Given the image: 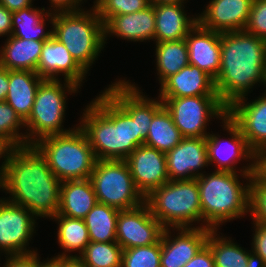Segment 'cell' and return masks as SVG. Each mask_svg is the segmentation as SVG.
<instances>
[{
    "label": "cell",
    "instance_id": "cell-1",
    "mask_svg": "<svg viewBox=\"0 0 266 267\" xmlns=\"http://www.w3.org/2000/svg\"><path fill=\"white\" fill-rule=\"evenodd\" d=\"M104 89L85 106L78 126L97 160H126L144 144L152 118L163 102L159 97L145 96L135 82L126 79Z\"/></svg>",
    "mask_w": 266,
    "mask_h": 267
},
{
    "label": "cell",
    "instance_id": "cell-2",
    "mask_svg": "<svg viewBox=\"0 0 266 267\" xmlns=\"http://www.w3.org/2000/svg\"><path fill=\"white\" fill-rule=\"evenodd\" d=\"M6 200L23 206L37 218H52L60 206L61 181L34 145L10 148L0 166Z\"/></svg>",
    "mask_w": 266,
    "mask_h": 267
},
{
    "label": "cell",
    "instance_id": "cell-3",
    "mask_svg": "<svg viewBox=\"0 0 266 267\" xmlns=\"http://www.w3.org/2000/svg\"><path fill=\"white\" fill-rule=\"evenodd\" d=\"M214 83L227 108L248 96L254 85L266 87V40L244 30L221 33L220 71Z\"/></svg>",
    "mask_w": 266,
    "mask_h": 267
},
{
    "label": "cell",
    "instance_id": "cell-4",
    "mask_svg": "<svg viewBox=\"0 0 266 267\" xmlns=\"http://www.w3.org/2000/svg\"><path fill=\"white\" fill-rule=\"evenodd\" d=\"M237 171L240 175L214 170L197 177L205 228L218 230L225 222L243 218L249 213V183L255 174V163H247ZM240 176L247 180L245 184L240 182Z\"/></svg>",
    "mask_w": 266,
    "mask_h": 267
},
{
    "label": "cell",
    "instance_id": "cell-5",
    "mask_svg": "<svg viewBox=\"0 0 266 267\" xmlns=\"http://www.w3.org/2000/svg\"><path fill=\"white\" fill-rule=\"evenodd\" d=\"M53 36L65 45L76 62L88 73L105 46L104 23L91 9L53 13Z\"/></svg>",
    "mask_w": 266,
    "mask_h": 267
},
{
    "label": "cell",
    "instance_id": "cell-6",
    "mask_svg": "<svg viewBox=\"0 0 266 267\" xmlns=\"http://www.w3.org/2000/svg\"><path fill=\"white\" fill-rule=\"evenodd\" d=\"M145 203L148 205L151 214L161 223L164 229L205 228L197 178L169 180L161 187L152 190L145 197ZM196 222L200 225L196 226Z\"/></svg>",
    "mask_w": 266,
    "mask_h": 267
},
{
    "label": "cell",
    "instance_id": "cell-7",
    "mask_svg": "<svg viewBox=\"0 0 266 267\" xmlns=\"http://www.w3.org/2000/svg\"><path fill=\"white\" fill-rule=\"evenodd\" d=\"M76 125L69 132L42 138L34 144L61 182L89 179L97 161L85 133Z\"/></svg>",
    "mask_w": 266,
    "mask_h": 267
},
{
    "label": "cell",
    "instance_id": "cell-8",
    "mask_svg": "<svg viewBox=\"0 0 266 267\" xmlns=\"http://www.w3.org/2000/svg\"><path fill=\"white\" fill-rule=\"evenodd\" d=\"M44 79L36 92L29 117L24 121L26 145H34L42 138L64 134L75 128L64 129L67 94L78 92L76 84L64 80Z\"/></svg>",
    "mask_w": 266,
    "mask_h": 267
},
{
    "label": "cell",
    "instance_id": "cell-9",
    "mask_svg": "<svg viewBox=\"0 0 266 267\" xmlns=\"http://www.w3.org/2000/svg\"><path fill=\"white\" fill-rule=\"evenodd\" d=\"M89 179L99 203L128 210L145 202L125 160H97Z\"/></svg>",
    "mask_w": 266,
    "mask_h": 267
},
{
    "label": "cell",
    "instance_id": "cell-10",
    "mask_svg": "<svg viewBox=\"0 0 266 267\" xmlns=\"http://www.w3.org/2000/svg\"><path fill=\"white\" fill-rule=\"evenodd\" d=\"M170 112L173 122L184 138H204L210 119L222 120L227 116V107L218 96H193L160 98Z\"/></svg>",
    "mask_w": 266,
    "mask_h": 267
},
{
    "label": "cell",
    "instance_id": "cell-11",
    "mask_svg": "<svg viewBox=\"0 0 266 267\" xmlns=\"http://www.w3.org/2000/svg\"><path fill=\"white\" fill-rule=\"evenodd\" d=\"M37 219L27 208L0 199V249L6 256L37 251L28 247Z\"/></svg>",
    "mask_w": 266,
    "mask_h": 267
},
{
    "label": "cell",
    "instance_id": "cell-12",
    "mask_svg": "<svg viewBox=\"0 0 266 267\" xmlns=\"http://www.w3.org/2000/svg\"><path fill=\"white\" fill-rule=\"evenodd\" d=\"M163 226L151 214L148 205L120 210L116 224V242L129 249L157 243L163 233Z\"/></svg>",
    "mask_w": 266,
    "mask_h": 267
},
{
    "label": "cell",
    "instance_id": "cell-13",
    "mask_svg": "<svg viewBox=\"0 0 266 267\" xmlns=\"http://www.w3.org/2000/svg\"><path fill=\"white\" fill-rule=\"evenodd\" d=\"M222 123L223 129L229 133L230 137L225 141L220 138L219 134H208L206 143L209 166L214 164L217 166L215 170L236 173L238 161L247 160L250 163H255L256 154L249 148L240 128L231 118L224 117Z\"/></svg>",
    "mask_w": 266,
    "mask_h": 267
},
{
    "label": "cell",
    "instance_id": "cell-14",
    "mask_svg": "<svg viewBox=\"0 0 266 267\" xmlns=\"http://www.w3.org/2000/svg\"><path fill=\"white\" fill-rule=\"evenodd\" d=\"M246 96L227 108V116L240 128L249 148L257 154L266 147V89L262 96L247 102Z\"/></svg>",
    "mask_w": 266,
    "mask_h": 267
},
{
    "label": "cell",
    "instance_id": "cell-15",
    "mask_svg": "<svg viewBox=\"0 0 266 267\" xmlns=\"http://www.w3.org/2000/svg\"><path fill=\"white\" fill-rule=\"evenodd\" d=\"M125 161L130 168L136 188L144 197L169 181L164 152L143 144Z\"/></svg>",
    "mask_w": 266,
    "mask_h": 267
},
{
    "label": "cell",
    "instance_id": "cell-16",
    "mask_svg": "<svg viewBox=\"0 0 266 267\" xmlns=\"http://www.w3.org/2000/svg\"><path fill=\"white\" fill-rule=\"evenodd\" d=\"M171 230L176 236L171 235ZM210 228H167L161 235V267H183L206 244Z\"/></svg>",
    "mask_w": 266,
    "mask_h": 267
},
{
    "label": "cell",
    "instance_id": "cell-17",
    "mask_svg": "<svg viewBox=\"0 0 266 267\" xmlns=\"http://www.w3.org/2000/svg\"><path fill=\"white\" fill-rule=\"evenodd\" d=\"M165 156L170 181L195 179L209 165L206 137L183 138Z\"/></svg>",
    "mask_w": 266,
    "mask_h": 267
},
{
    "label": "cell",
    "instance_id": "cell-18",
    "mask_svg": "<svg viewBox=\"0 0 266 267\" xmlns=\"http://www.w3.org/2000/svg\"><path fill=\"white\" fill-rule=\"evenodd\" d=\"M36 73L43 79L51 80H58V76L62 75L64 80L78 87L82 86L88 74L72 57L65 45L54 36L43 44Z\"/></svg>",
    "mask_w": 266,
    "mask_h": 267
},
{
    "label": "cell",
    "instance_id": "cell-19",
    "mask_svg": "<svg viewBox=\"0 0 266 267\" xmlns=\"http://www.w3.org/2000/svg\"><path fill=\"white\" fill-rule=\"evenodd\" d=\"M253 0H211L199 14L198 23L218 33L244 30Z\"/></svg>",
    "mask_w": 266,
    "mask_h": 267
},
{
    "label": "cell",
    "instance_id": "cell-20",
    "mask_svg": "<svg viewBox=\"0 0 266 267\" xmlns=\"http://www.w3.org/2000/svg\"><path fill=\"white\" fill-rule=\"evenodd\" d=\"M185 41L189 64L197 66L215 80L220 71L221 33L203 28L197 23Z\"/></svg>",
    "mask_w": 266,
    "mask_h": 267
},
{
    "label": "cell",
    "instance_id": "cell-21",
    "mask_svg": "<svg viewBox=\"0 0 266 267\" xmlns=\"http://www.w3.org/2000/svg\"><path fill=\"white\" fill-rule=\"evenodd\" d=\"M218 96L214 79L197 66L188 64L168 77L159 88V98Z\"/></svg>",
    "mask_w": 266,
    "mask_h": 267
},
{
    "label": "cell",
    "instance_id": "cell-22",
    "mask_svg": "<svg viewBox=\"0 0 266 267\" xmlns=\"http://www.w3.org/2000/svg\"><path fill=\"white\" fill-rule=\"evenodd\" d=\"M104 31L105 44L108 40L107 37L110 36H116L131 42L154 41L155 13L153 4L135 13L111 17L104 24Z\"/></svg>",
    "mask_w": 266,
    "mask_h": 267
},
{
    "label": "cell",
    "instance_id": "cell-23",
    "mask_svg": "<svg viewBox=\"0 0 266 267\" xmlns=\"http://www.w3.org/2000/svg\"><path fill=\"white\" fill-rule=\"evenodd\" d=\"M184 3L153 4L155 13V43L185 39L198 23V17L187 16Z\"/></svg>",
    "mask_w": 266,
    "mask_h": 267
},
{
    "label": "cell",
    "instance_id": "cell-24",
    "mask_svg": "<svg viewBox=\"0 0 266 267\" xmlns=\"http://www.w3.org/2000/svg\"><path fill=\"white\" fill-rule=\"evenodd\" d=\"M97 203L90 179L61 182L58 215L84 219Z\"/></svg>",
    "mask_w": 266,
    "mask_h": 267
},
{
    "label": "cell",
    "instance_id": "cell-25",
    "mask_svg": "<svg viewBox=\"0 0 266 267\" xmlns=\"http://www.w3.org/2000/svg\"><path fill=\"white\" fill-rule=\"evenodd\" d=\"M43 80L33 71L9 70V90L5 101L23 121L32 111L37 89Z\"/></svg>",
    "mask_w": 266,
    "mask_h": 267
},
{
    "label": "cell",
    "instance_id": "cell-26",
    "mask_svg": "<svg viewBox=\"0 0 266 267\" xmlns=\"http://www.w3.org/2000/svg\"><path fill=\"white\" fill-rule=\"evenodd\" d=\"M44 42L8 36L0 47V65L8 70L36 72Z\"/></svg>",
    "mask_w": 266,
    "mask_h": 267
},
{
    "label": "cell",
    "instance_id": "cell-27",
    "mask_svg": "<svg viewBox=\"0 0 266 267\" xmlns=\"http://www.w3.org/2000/svg\"><path fill=\"white\" fill-rule=\"evenodd\" d=\"M46 19V20H45ZM46 21L53 24V13L29 6L12 12V36L24 40L46 41L53 36V28L45 32Z\"/></svg>",
    "mask_w": 266,
    "mask_h": 267
},
{
    "label": "cell",
    "instance_id": "cell-28",
    "mask_svg": "<svg viewBox=\"0 0 266 267\" xmlns=\"http://www.w3.org/2000/svg\"><path fill=\"white\" fill-rule=\"evenodd\" d=\"M51 219H54L58 225L57 240L59 246L64 250L63 253L54 257L78 258L84 252L85 247L90 242L89 232L84 220L58 214L53 216ZM74 251H78L79 255L70 254V252Z\"/></svg>",
    "mask_w": 266,
    "mask_h": 267
},
{
    "label": "cell",
    "instance_id": "cell-29",
    "mask_svg": "<svg viewBox=\"0 0 266 267\" xmlns=\"http://www.w3.org/2000/svg\"><path fill=\"white\" fill-rule=\"evenodd\" d=\"M170 112L163 105L153 116L144 145L167 153L183 139Z\"/></svg>",
    "mask_w": 266,
    "mask_h": 267
},
{
    "label": "cell",
    "instance_id": "cell-30",
    "mask_svg": "<svg viewBox=\"0 0 266 267\" xmlns=\"http://www.w3.org/2000/svg\"><path fill=\"white\" fill-rule=\"evenodd\" d=\"M155 46L157 78L161 85L168 77L189 64L188 48L185 39L163 41Z\"/></svg>",
    "mask_w": 266,
    "mask_h": 267
},
{
    "label": "cell",
    "instance_id": "cell-31",
    "mask_svg": "<svg viewBox=\"0 0 266 267\" xmlns=\"http://www.w3.org/2000/svg\"><path fill=\"white\" fill-rule=\"evenodd\" d=\"M119 209L97 203L83 219L91 242H116Z\"/></svg>",
    "mask_w": 266,
    "mask_h": 267
},
{
    "label": "cell",
    "instance_id": "cell-32",
    "mask_svg": "<svg viewBox=\"0 0 266 267\" xmlns=\"http://www.w3.org/2000/svg\"><path fill=\"white\" fill-rule=\"evenodd\" d=\"M210 230L206 244L210 247L215 267H247L248 253L231 238ZM228 238V239H227Z\"/></svg>",
    "mask_w": 266,
    "mask_h": 267
},
{
    "label": "cell",
    "instance_id": "cell-33",
    "mask_svg": "<svg viewBox=\"0 0 266 267\" xmlns=\"http://www.w3.org/2000/svg\"><path fill=\"white\" fill-rule=\"evenodd\" d=\"M123 248L117 242H89L78 259L86 267H122Z\"/></svg>",
    "mask_w": 266,
    "mask_h": 267
},
{
    "label": "cell",
    "instance_id": "cell-34",
    "mask_svg": "<svg viewBox=\"0 0 266 267\" xmlns=\"http://www.w3.org/2000/svg\"><path fill=\"white\" fill-rule=\"evenodd\" d=\"M21 128L25 130V123L16 111L6 102H0V139L10 148L26 145V133H19Z\"/></svg>",
    "mask_w": 266,
    "mask_h": 267
},
{
    "label": "cell",
    "instance_id": "cell-35",
    "mask_svg": "<svg viewBox=\"0 0 266 267\" xmlns=\"http://www.w3.org/2000/svg\"><path fill=\"white\" fill-rule=\"evenodd\" d=\"M161 238L148 246L123 249L122 267H161Z\"/></svg>",
    "mask_w": 266,
    "mask_h": 267
},
{
    "label": "cell",
    "instance_id": "cell-36",
    "mask_svg": "<svg viewBox=\"0 0 266 267\" xmlns=\"http://www.w3.org/2000/svg\"><path fill=\"white\" fill-rule=\"evenodd\" d=\"M98 16L105 24L111 17L141 11L150 0H96L93 2Z\"/></svg>",
    "mask_w": 266,
    "mask_h": 267
},
{
    "label": "cell",
    "instance_id": "cell-37",
    "mask_svg": "<svg viewBox=\"0 0 266 267\" xmlns=\"http://www.w3.org/2000/svg\"><path fill=\"white\" fill-rule=\"evenodd\" d=\"M249 214L253 223L266 225V182L256 174L249 183Z\"/></svg>",
    "mask_w": 266,
    "mask_h": 267
},
{
    "label": "cell",
    "instance_id": "cell-38",
    "mask_svg": "<svg viewBox=\"0 0 266 267\" xmlns=\"http://www.w3.org/2000/svg\"><path fill=\"white\" fill-rule=\"evenodd\" d=\"M244 31L266 40V0H253Z\"/></svg>",
    "mask_w": 266,
    "mask_h": 267
},
{
    "label": "cell",
    "instance_id": "cell-39",
    "mask_svg": "<svg viewBox=\"0 0 266 267\" xmlns=\"http://www.w3.org/2000/svg\"><path fill=\"white\" fill-rule=\"evenodd\" d=\"M37 253L36 251L29 254L5 256L6 262L3 267H39V254Z\"/></svg>",
    "mask_w": 266,
    "mask_h": 267
},
{
    "label": "cell",
    "instance_id": "cell-40",
    "mask_svg": "<svg viewBox=\"0 0 266 267\" xmlns=\"http://www.w3.org/2000/svg\"><path fill=\"white\" fill-rule=\"evenodd\" d=\"M254 231L251 250L260 255L266 264V225L253 223Z\"/></svg>",
    "mask_w": 266,
    "mask_h": 267
},
{
    "label": "cell",
    "instance_id": "cell-41",
    "mask_svg": "<svg viewBox=\"0 0 266 267\" xmlns=\"http://www.w3.org/2000/svg\"><path fill=\"white\" fill-rule=\"evenodd\" d=\"M183 267H215L210 247L205 244L199 252Z\"/></svg>",
    "mask_w": 266,
    "mask_h": 267
},
{
    "label": "cell",
    "instance_id": "cell-42",
    "mask_svg": "<svg viewBox=\"0 0 266 267\" xmlns=\"http://www.w3.org/2000/svg\"><path fill=\"white\" fill-rule=\"evenodd\" d=\"M85 1V0H84ZM83 0H49L51 6L50 12H60V11H76L82 10Z\"/></svg>",
    "mask_w": 266,
    "mask_h": 267
},
{
    "label": "cell",
    "instance_id": "cell-43",
    "mask_svg": "<svg viewBox=\"0 0 266 267\" xmlns=\"http://www.w3.org/2000/svg\"><path fill=\"white\" fill-rule=\"evenodd\" d=\"M12 12L0 5V37L12 34Z\"/></svg>",
    "mask_w": 266,
    "mask_h": 267
},
{
    "label": "cell",
    "instance_id": "cell-44",
    "mask_svg": "<svg viewBox=\"0 0 266 267\" xmlns=\"http://www.w3.org/2000/svg\"><path fill=\"white\" fill-rule=\"evenodd\" d=\"M255 174L266 182V147L256 154Z\"/></svg>",
    "mask_w": 266,
    "mask_h": 267
},
{
    "label": "cell",
    "instance_id": "cell-45",
    "mask_svg": "<svg viewBox=\"0 0 266 267\" xmlns=\"http://www.w3.org/2000/svg\"><path fill=\"white\" fill-rule=\"evenodd\" d=\"M32 3L33 0H0V5L6 7L11 12L32 6Z\"/></svg>",
    "mask_w": 266,
    "mask_h": 267
},
{
    "label": "cell",
    "instance_id": "cell-46",
    "mask_svg": "<svg viewBox=\"0 0 266 267\" xmlns=\"http://www.w3.org/2000/svg\"><path fill=\"white\" fill-rule=\"evenodd\" d=\"M9 90V70L0 65V102L5 101Z\"/></svg>",
    "mask_w": 266,
    "mask_h": 267
},
{
    "label": "cell",
    "instance_id": "cell-47",
    "mask_svg": "<svg viewBox=\"0 0 266 267\" xmlns=\"http://www.w3.org/2000/svg\"><path fill=\"white\" fill-rule=\"evenodd\" d=\"M247 267H266L264 259L250 250L248 253Z\"/></svg>",
    "mask_w": 266,
    "mask_h": 267
},
{
    "label": "cell",
    "instance_id": "cell-48",
    "mask_svg": "<svg viewBox=\"0 0 266 267\" xmlns=\"http://www.w3.org/2000/svg\"><path fill=\"white\" fill-rule=\"evenodd\" d=\"M58 267H86L78 258H58Z\"/></svg>",
    "mask_w": 266,
    "mask_h": 267
},
{
    "label": "cell",
    "instance_id": "cell-49",
    "mask_svg": "<svg viewBox=\"0 0 266 267\" xmlns=\"http://www.w3.org/2000/svg\"><path fill=\"white\" fill-rule=\"evenodd\" d=\"M39 267H58V257L47 258L43 262L39 258Z\"/></svg>",
    "mask_w": 266,
    "mask_h": 267
},
{
    "label": "cell",
    "instance_id": "cell-50",
    "mask_svg": "<svg viewBox=\"0 0 266 267\" xmlns=\"http://www.w3.org/2000/svg\"><path fill=\"white\" fill-rule=\"evenodd\" d=\"M9 149L10 147L2 139H0V159L3 158L1 160L5 161Z\"/></svg>",
    "mask_w": 266,
    "mask_h": 267
},
{
    "label": "cell",
    "instance_id": "cell-51",
    "mask_svg": "<svg viewBox=\"0 0 266 267\" xmlns=\"http://www.w3.org/2000/svg\"><path fill=\"white\" fill-rule=\"evenodd\" d=\"M185 1L186 0H150V4L181 3Z\"/></svg>",
    "mask_w": 266,
    "mask_h": 267
},
{
    "label": "cell",
    "instance_id": "cell-52",
    "mask_svg": "<svg viewBox=\"0 0 266 267\" xmlns=\"http://www.w3.org/2000/svg\"><path fill=\"white\" fill-rule=\"evenodd\" d=\"M2 189V176H1V173H0V190ZM1 199V198H0Z\"/></svg>",
    "mask_w": 266,
    "mask_h": 267
}]
</instances>
